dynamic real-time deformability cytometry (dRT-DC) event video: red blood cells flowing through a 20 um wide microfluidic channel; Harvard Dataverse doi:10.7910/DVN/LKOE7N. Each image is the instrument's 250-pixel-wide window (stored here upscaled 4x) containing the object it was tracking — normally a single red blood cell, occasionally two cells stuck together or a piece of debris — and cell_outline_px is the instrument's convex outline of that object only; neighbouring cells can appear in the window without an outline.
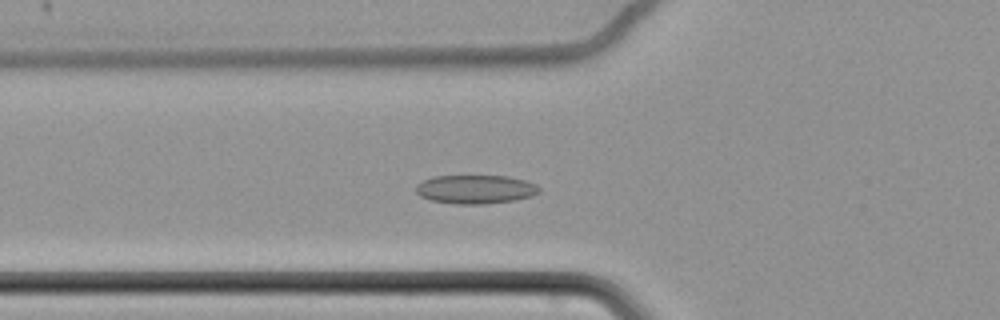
{"species": "common noctule bat (a hibernating species)", "species_latin": "Nyctalus noctula", "temperature_condition": "cold", "stored_images_in_passage": 66, "camera_frame_rate_fps": 3000, "um_per_image_px": 0.085, "animal": {"sex": "female", "body_mass_g": 22.7, "forearm_length_mm": 54.2}, "frame": {"image": 1, "passage_image": 27, "time_ms": 8.667, "image_size_px": [1000, 320], "cell_outline_px": [[540, 192], [532, 196], [516, 200], [484, 204], [456, 204], [432, 200], [420, 196], [416, 192], [416, 184], [432, 176], [508, 176], [524, 180], [536, 184], [540, 188]], "centroid_in_image_um": [40.43, 16.09], "position_along_channel_um": 85.4, "area_um2": 20.69}}
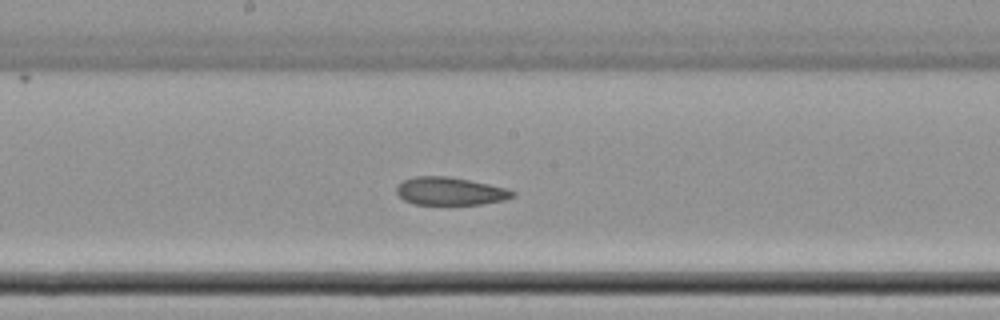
{"frame": {"image": 2, "passage_image": 38, "time_ms": 12.333, "image_size_px": [1000, 320], "cell_outline_px": [[516, 196], [504, 200], [484, 204], [416, 204], [404, 200], [396, 192], [396, 188], [404, 180], [416, 176], [448, 176], [508, 188], [516, 192]], "centroid_in_image_um": [38.31, 16.25], "position_along_channel_um": 209.9, "area_um2": 18.79}}
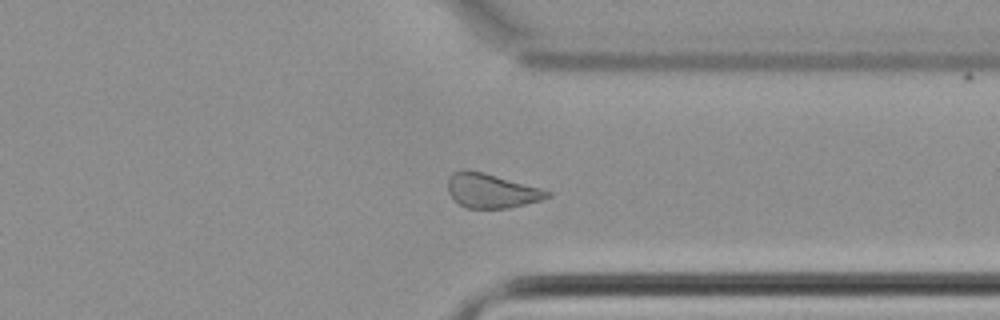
{"frame": {"image": 3, "passage_image": 52, "time_ms": 17.0, "image_size_px": [1000, 320], "cell_outline_px": [[552, 196], [544, 200], [508, 208], [464, 208], [448, 192], [448, 176], [452, 172], [464, 168], [484, 172], [540, 188], [552, 192]], "centroid_in_image_um": [41.77, 16.2], "position_along_channel_um": 369.6, "area_um2": 20.11}, "authors_computed_cell_mechanics": {"area_um2": 21.4438, "velocity_mm_per_s": 3.4105, "shape_relaxation_time_tau1_ms": null, "shape_relaxation_time_tau2_ms": 3.3572, "deformation_change_tau1": null, "deformation_change_tau2": 0.0921}}